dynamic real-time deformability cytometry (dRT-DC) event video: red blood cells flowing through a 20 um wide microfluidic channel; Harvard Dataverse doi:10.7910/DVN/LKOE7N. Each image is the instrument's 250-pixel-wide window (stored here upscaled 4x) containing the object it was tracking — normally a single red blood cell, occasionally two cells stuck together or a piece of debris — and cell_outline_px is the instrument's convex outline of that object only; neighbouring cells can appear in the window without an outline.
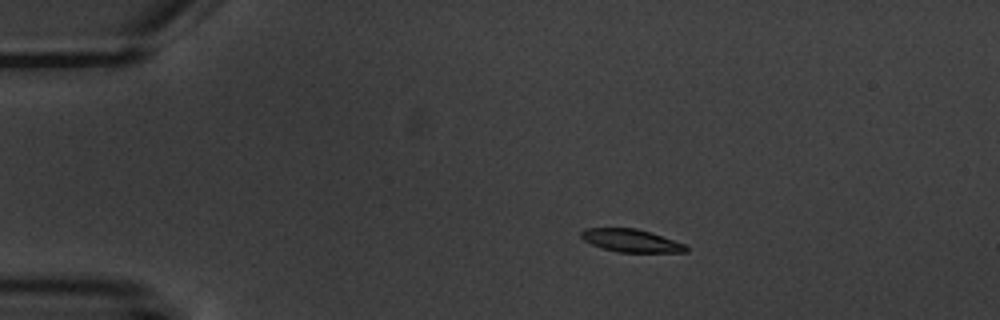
{"species": "common noctule bat (a hibernating species)", "species_latin": "Nyctalus noctula", "temperature_condition": "warm", "stored_images_in_passage": 4, "camera_frame_rate_fps": 3000, "um_per_image_px": 0.085, "animal": {"sex": "male", "body_mass_g": 20.1, "forearm_length_mm": 53.5}, "frame": {"image": 1, "passage_image": 3, "time_ms": 2.333, "image_size_px": [1000, 320], "cell_outline_px": [[688, 252], [620, 252], [604, 248], [592, 244], [584, 240], [580, 236], [580, 232], [584, 228], [636, 228], [684, 244], [688, 248]], "centroid_in_image_um": [53.6, 20.45], "position_along_channel_um": 31.4, "area_um2": 13.64}}